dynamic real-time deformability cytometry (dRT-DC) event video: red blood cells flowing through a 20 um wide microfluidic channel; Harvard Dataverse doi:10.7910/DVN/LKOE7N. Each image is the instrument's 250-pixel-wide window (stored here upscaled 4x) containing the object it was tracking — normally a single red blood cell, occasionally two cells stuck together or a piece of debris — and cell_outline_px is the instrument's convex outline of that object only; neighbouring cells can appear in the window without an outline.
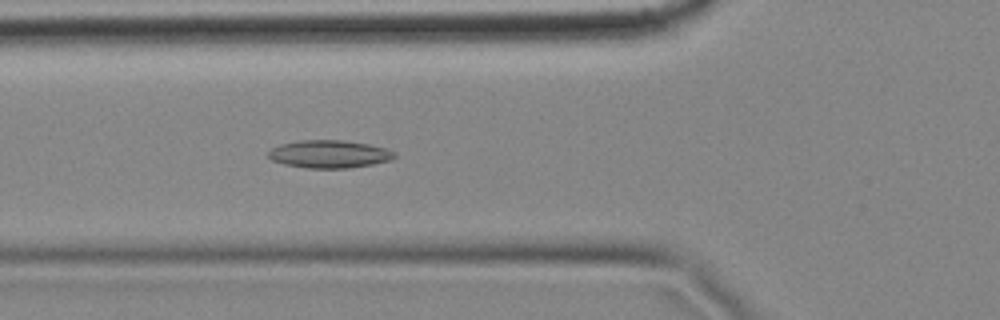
{"species": "common noctule bat (a hibernating species)", "species_latin": "Nyctalus noctula", "temperature_condition": "cold", "stored_images_in_passage": 5, "camera_frame_rate_fps": 3000, "um_per_image_px": 0.085, "animal": {"sex": "female", "body_mass_g": 18.4}, "frame": {"image": 1, "passage_image": 5, "time_ms": 1.333, "image_size_px": [1000, 320], "cell_outline_px": [[396, 156], [388, 160], [372, 164], [348, 168], [308, 168], [284, 164], [272, 160], [268, 156], [268, 152], [272, 148], [280, 144], [300, 140], [344, 140], [368, 144], [384, 148], [396, 152]], "centroid_in_image_um": [27.97, 13.09], "position_along_channel_um": 97.8, "area_um2": 20.29}}